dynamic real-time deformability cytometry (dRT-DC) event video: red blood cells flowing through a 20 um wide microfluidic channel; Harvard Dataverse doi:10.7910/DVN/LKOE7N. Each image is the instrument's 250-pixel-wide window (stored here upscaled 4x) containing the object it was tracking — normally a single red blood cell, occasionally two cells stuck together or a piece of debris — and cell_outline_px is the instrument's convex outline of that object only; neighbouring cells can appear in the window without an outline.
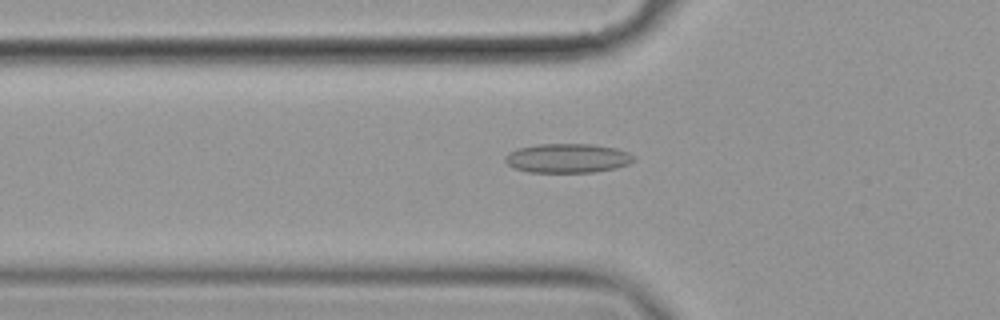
{"species": "common noctule bat (a hibernating species)", "species_latin": "Nyctalus noctula", "temperature_condition": "cold", "stored_images_in_passage": 57, "camera_frame_rate_fps": 3000, "um_per_image_px": 0.085, "animal": {"sex": "female", "body_mass_g": 19.9}, "frame": {"image": 1, "passage_image": 20, "time_ms": 6.333, "image_size_px": [1000, 320], "cell_outline_px": [[636, 160], [628, 164], [616, 168], [592, 172], [528, 172], [512, 168], [504, 160], [504, 156], [508, 152], [516, 148], [536, 144], [592, 144], [616, 148], [628, 152], [636, 156]], "centroid_in_image_um": [48.22, 13.44], "position_along_channel_um": 77.6, "area_um2": 22.2}}
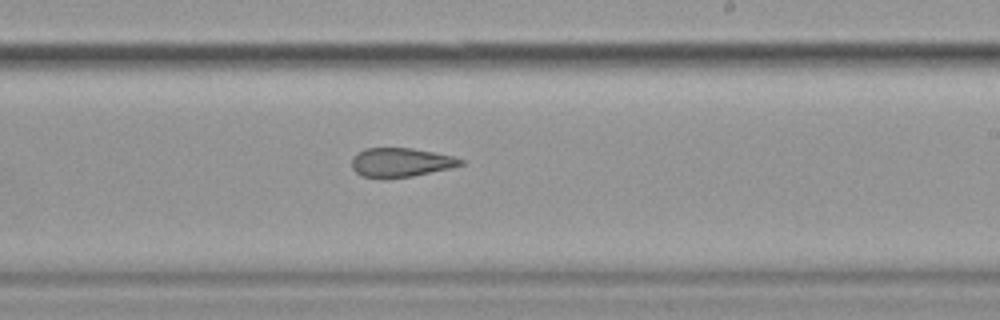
{"frame": {"image": 2, "passage_image": 35, "time_ms": 11.333, "image_size_px": [1000, 320], "cell_outline_px": [[464, 164], [452, 168], [412, 176], [384, 180], [360, 176], [352, 168], [352, 156], [356, 152], [364, 148], [412, 148], [452, 156], [464, 160]], "centroid_in_image_um": [34.01, 13.83], "position_along_channel_um": 255.0, "area_um2": 18.84}}
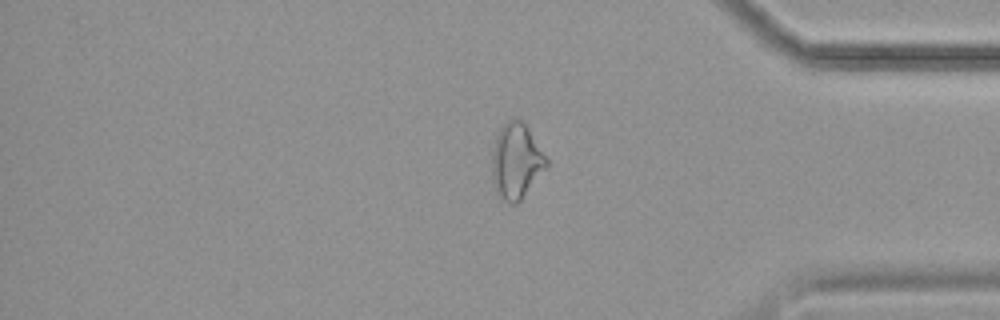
{"frame": {"image": 3, "passage_image": 48, "time_ms": 15.667, "image_size_px": [1000, 320], "cell_outline_px": [[548, 168], [520, 200], [516, 204], [508, 204], [496, 192], [492, 180], [492, 148], [496, 136], [500, 128], [512, 116], [516, 116], [528, 128], [548, 160]], "centroid_in_image_um": [43.88, 13.69], "position_along_channel_um": 391.3, "area_um2": 24.16}, "authors_computed_cell_mechanics": {"area_um2": 21.7906, "velocity_mm_per_s": 3.543, "shape_relaxation_time_tau1_ms": null, "shape_relaxation_time_tau2_ms": 5.4788, "deformation_change_tau1": null, "deformation_change_tau2": 0.1499}}